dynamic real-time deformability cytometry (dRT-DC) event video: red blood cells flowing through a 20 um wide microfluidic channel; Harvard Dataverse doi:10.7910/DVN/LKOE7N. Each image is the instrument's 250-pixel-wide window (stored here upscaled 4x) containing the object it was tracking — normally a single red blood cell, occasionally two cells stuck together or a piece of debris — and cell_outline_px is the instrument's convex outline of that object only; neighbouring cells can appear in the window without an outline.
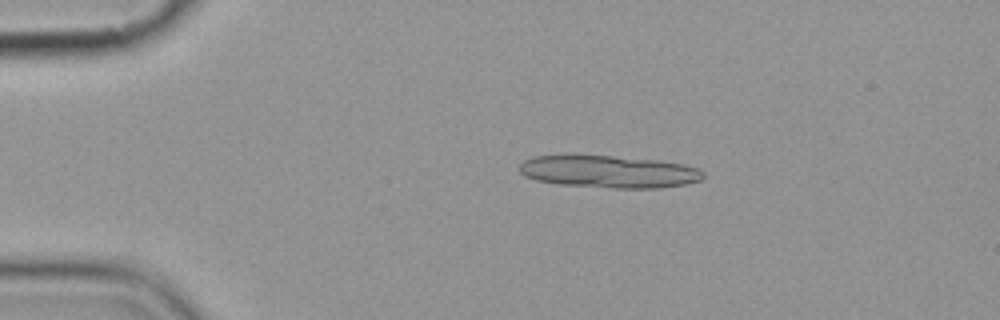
{"species": "common noctule bat (a hibernating species)", "species_latin": "Nyctalus noctula", "temperature_condition": "cold", "stored_images_in_passage": 8, "segment_of_instrument_passage": [1, 2], "camera_frame_rate_fps": 3000, "um_per_image_px": 0.085, "animal": {"sex": "female", "body_mass_g": 19.9}, "frame": {"image": 1, "passage_image": 3, "time_ms": 2.333, "image_size_px": [1000, 320], "cell_outline_px": [[704, 176], [700, 180], [684, 184], [660, 188], [612, 188], [560, 184], [536, 180], [524, 176], [520, 172], [520, 164], [524, 160], [532, 156], [612, 156], [656, 160], [684, 164], [696, 168], [704, 172]], "centroid_in_image_um": [51.75, 14.6], "position_along_channel_um": 33.2, "area_um2": 34.33}}